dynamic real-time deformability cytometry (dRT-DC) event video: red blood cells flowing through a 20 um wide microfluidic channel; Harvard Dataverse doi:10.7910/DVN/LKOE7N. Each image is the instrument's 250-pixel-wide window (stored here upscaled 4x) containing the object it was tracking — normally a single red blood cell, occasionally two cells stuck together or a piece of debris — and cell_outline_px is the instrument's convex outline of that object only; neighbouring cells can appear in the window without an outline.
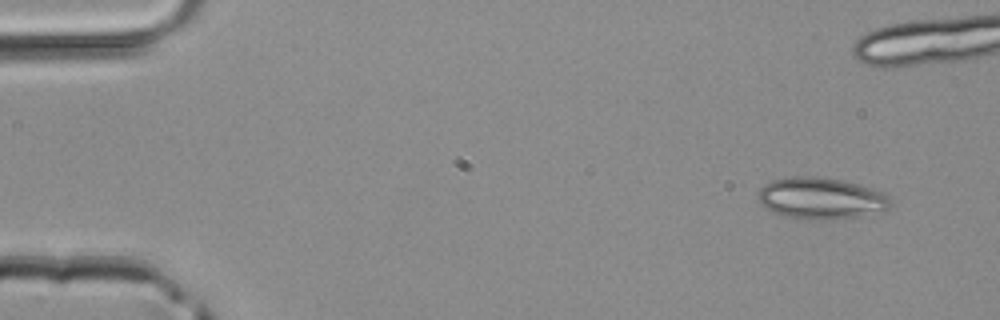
{"species": "common noctule bat (a hibernating species)", "species_latin": "Nyctalus noctula", "temperature_condition": "room temperature", "stored_images_in_passage": 5, "camera_frame_rate_fps": 3000, "um_per_image_px": 0.085, "animal": {"sex": "male", "body_mass_g": 20.4}, "frame": {"image": 1, "passage_image": 1, "time_ms": 0.0, "image_size_px": [1000, 320], "cell_outline_px": [[892, 204], [884, 212], [856, 216], [816, 220], [804, 220], [784, 216], [764, 208], [756, 192], [764, 184], [772, 180], [792, 176], [812, 176], [840, 180], [856, 184], [884, 192], [892, 200]], "centroid_in_image_um": [69.77, 16.86], "position_along_channel_um": 15.2, "area_um2": 32.14}}
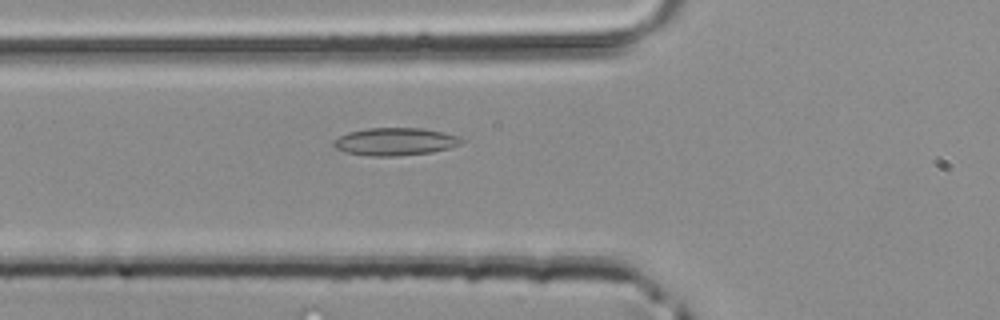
{"frame": {"image": 2, "passage_image": 5, "time_ms": 1.333, "image_size_px": [1000, 320], "cell_outline_px": [[468, 140], [464, 144], [432, 152], [396, 156], [368, 156], [348, 152], [336, 148], [332, 144], [332, 140], [348, 132], [364, 128], [420, 128], [444, 132], [460, 136]], "centroid_in_image_um": [33.65, 12.03], "position_along_channel_um": 92.2, "area_um2": 20.87}}